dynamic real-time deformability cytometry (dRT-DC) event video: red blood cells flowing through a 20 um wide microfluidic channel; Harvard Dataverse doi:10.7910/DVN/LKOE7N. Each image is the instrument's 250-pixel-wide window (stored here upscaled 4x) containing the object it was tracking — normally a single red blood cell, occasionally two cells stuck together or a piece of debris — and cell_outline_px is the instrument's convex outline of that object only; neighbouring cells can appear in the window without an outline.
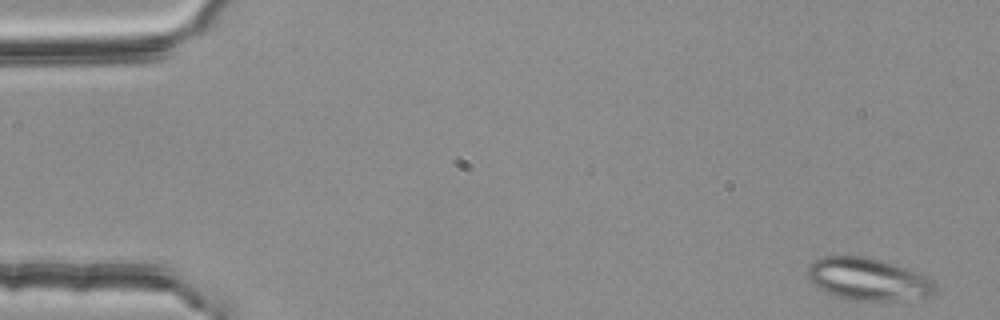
{"species": "common noctule bat (a hibernating species)", "species_latin": "Nyctalus noctula", "temperature_condition": "room temperature", "stored_images_in_passage": 52, "camera_frame_rate_fps": 3000, "um_per_image_px": 0.085, "animal": {"sex": "female", "body_mass_g": 25.1}, "frame": {"image": 1, "passage_image": 1, "time_ms": 0.0, "image_size_px": [1000, 320], "cell_outline_px": [[936, 292], [928, 296], [892, 300], [848, 300], [824, 292], [812, 284], [808, 280], [808, 264], [824, 256], [868, 256], [884, 260], [920, 272], [932, 280]], "centroid_in_image_um": [73.75, 23.71], "position_along_channel_um": 11.2, "area_um2": 31.67}}
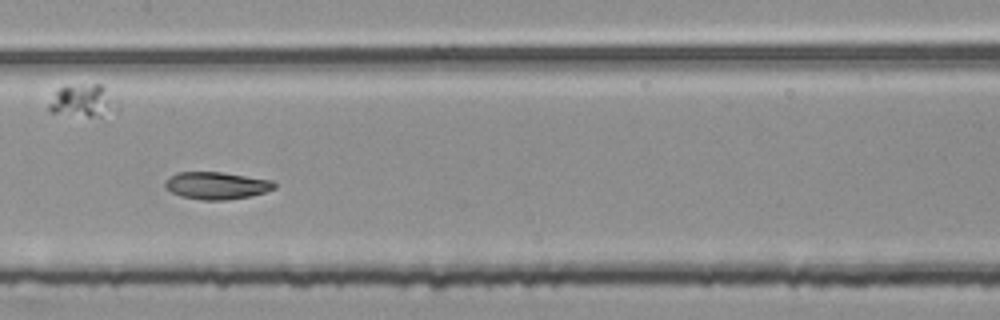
{"frame": {"image": 2, "passage_image": 26, "time_ms": 8.333, "image_size_px": [1000, 320], "cell_outline_px": [[276, 188], [264, 192], [248, 196], [224, 200], [200, 200], [180, 196], [164, 188], [164, 180], [176, 172], [220, 172], [272, 180], [276, 184]], "centroid_in_image_um": [18.35, 15.77], "position_along_channel_um": 189.0, "area_um2": 17.4}}
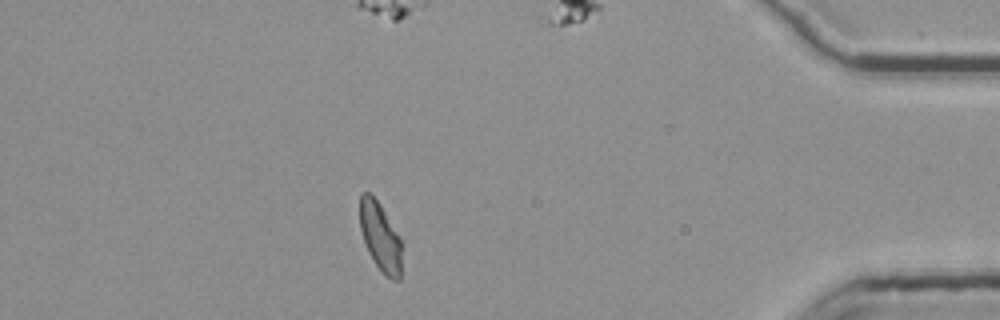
{"frame": {"image": 3, "passage_image": 47, "time_ms": 15.333, "image_size_px": [1000, 320], "cell_outline_px": [[404, 240], [400, 280], [392, 280], [384, 276], [368, 252], [360, 228], [360, 192], [368, 192], [380, 204]], "centroid_in_image_um": [32.39, 20.17], "position_along_channel_um": 402.8, "area_um2": 17.4}, "authors_computed_cell_mechanics": {"area_um2": 17.7157, "velocity_mm_per_s": 3.7412, "shape_relaxation_time_tau1_ms": 7.8451, "shape_relaxation_time_tau2_ms": 3.2916, "deformation_change_tau1": 0.1633, "deformation_change_tau2": 0.0582}}